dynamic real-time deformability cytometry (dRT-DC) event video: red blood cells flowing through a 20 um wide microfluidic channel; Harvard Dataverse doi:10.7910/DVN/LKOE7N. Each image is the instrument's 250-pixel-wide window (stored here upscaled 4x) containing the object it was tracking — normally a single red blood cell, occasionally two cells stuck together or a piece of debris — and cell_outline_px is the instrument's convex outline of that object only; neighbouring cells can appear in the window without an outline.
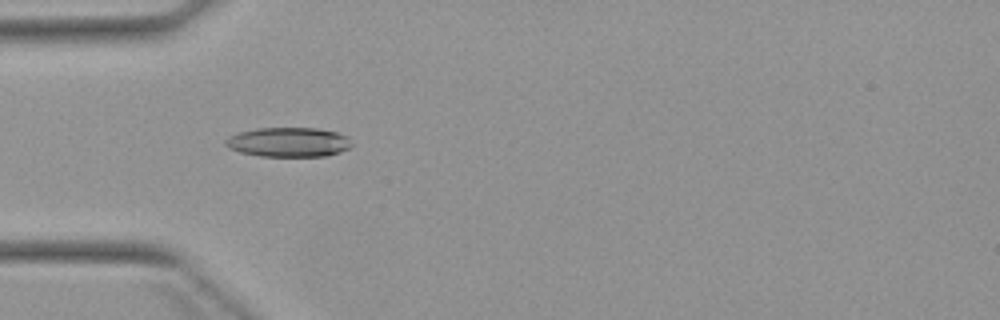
{"species": "Egyptian fruit bat (a non-hibernating species)", "species_latin": "Rousettus aegyptiacus", "temperature_condition": "warm", "stored_images_in_passage": 2, "camera_frame_rate_fps": 3000, "um_per_image_px": 0.085, "animal": {"sex": "female"}, "frame": {"image": 1, "passage_image": 1, "time_ms": 0.0, "image_size_px": [1000, 320], "cell_outline_px": [[352, 144], [348, 148], [340, 152], [328, 156], [260, 156], [240, 152], [228, 148], [224, 144], [224, 140], [228, 136], [240, 132], [256, 128], [316, 128], [336, 132], [348, 136]], "centroid_in_image_um": [24.51, 12.08], "position_along_channel_um": 60.5, "area_um2": 21.79}}
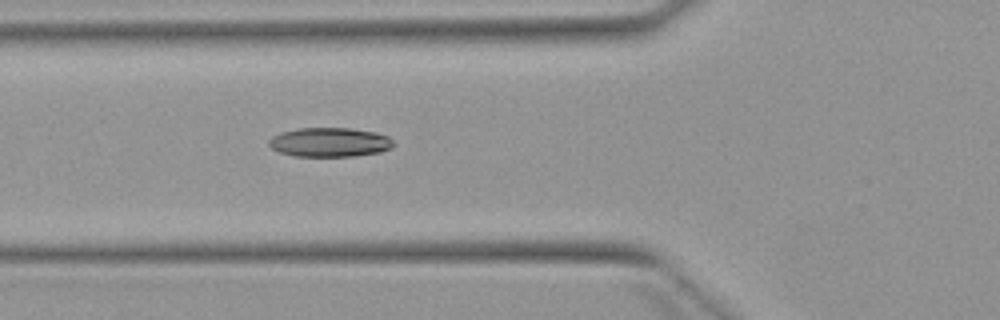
{"frame": {"image": 2, "passage_image": 2, "time_ms": 1.0, "image_size_px": [1000, 320], "cell_outline_px": [[396, 144], [392, 148], [380, 152], [356, 156], [292, 156], [280, 152], [272, 148], [268, 144], [268, 140], [272, 136], [280, 132], [300, 128], [348, 128], [376, 132], [388, 136]], "centroid_in_image_um": [28.04, 12.09], "position_along_channel_um": 97.8, "area_um2": 21.39}}